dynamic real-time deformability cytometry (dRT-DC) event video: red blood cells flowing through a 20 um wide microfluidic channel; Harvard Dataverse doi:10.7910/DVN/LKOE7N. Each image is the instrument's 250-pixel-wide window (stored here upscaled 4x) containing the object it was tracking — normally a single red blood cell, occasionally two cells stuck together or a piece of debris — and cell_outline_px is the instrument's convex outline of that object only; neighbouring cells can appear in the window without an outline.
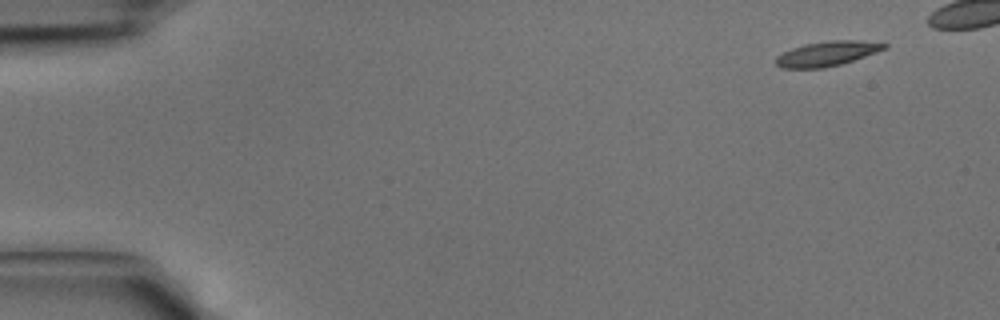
{"species": "common noctule bat (a hibernating species)", "species_latin": "Nyctalus noctula", "temperature_condition": "cold", "stored_images_in_passage": 36, "camera_frame_rate_fps": 3000, "um_per_image_px": 0.085, "animal": {"sex": "male", "body_mass_g": 15.6}, "frame": {"image": 1, "passage_image": 1, "time_ms": 0.0, "image_size_px": [1000, 320], "cell_outline_px": [[888, 48], [840, 64], [824, 68], [784, 68], [776, 64], [776, 56], [792, 48], [804, 44], [828, 40], [860, 40], [888, 44]], "centroid_in_image_um": [70.3, 4.55], "position_along_channel_um": 14.7, "area_um2": 15.49}}
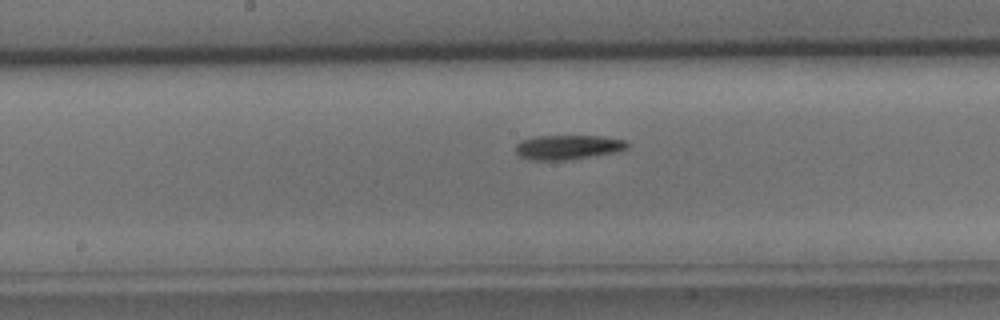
{"frame": {"image": 2, "passage_image": 20, "time_ms": 6.333, "image_size_px": [1000, 320], "cell_outline_px": [[628, 148], [620, 152], [564, 160], [528, 160], [520, 156], [516, 152], [516, 144], [520, 140], [536, 136], [600, 136], [624, 140], [628, 144]], "centroid_in_image_um": [48.26, 12.51], "position_along_channel_um": 199.9, "area_um2": 16.01}}
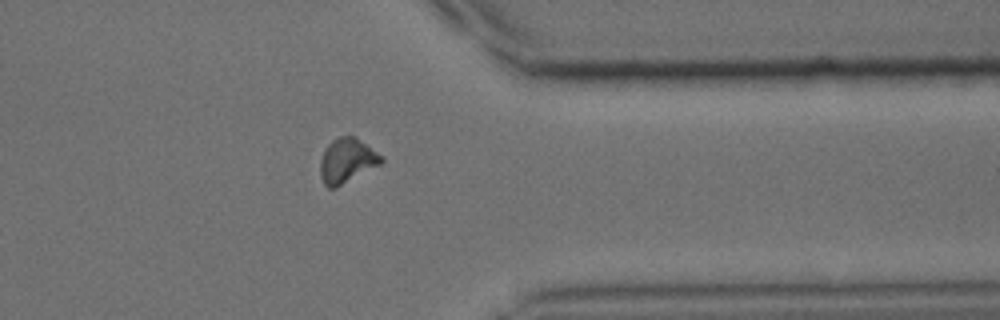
{"frame": {"image": 3, "passage_image": 32, "time_ms": 10.333, "image_size_px": [1000, 320], "cell_outline_px": [[384, 160], [380, 164], [336, 188], [328, 188], [324, 184], [320, 176], [320, 160], [324, 148], [332, 140], [340, 136], [356, 136], [384, 156]], "centroid_in_image_um": [29.49, 13.64], "position_along_channel_um": 381.9, "area_um2": 16.07}}